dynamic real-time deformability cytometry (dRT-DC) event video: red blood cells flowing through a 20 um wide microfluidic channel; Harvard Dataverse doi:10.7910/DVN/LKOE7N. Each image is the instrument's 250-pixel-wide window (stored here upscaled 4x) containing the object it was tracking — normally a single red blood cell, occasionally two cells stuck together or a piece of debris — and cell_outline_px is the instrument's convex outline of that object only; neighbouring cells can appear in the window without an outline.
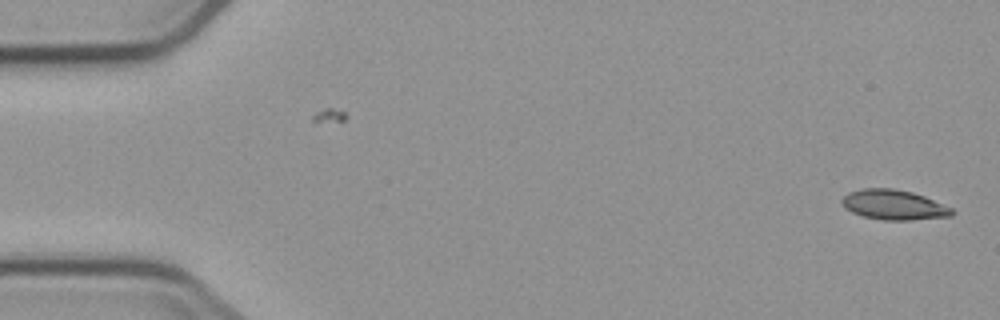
{"species": "common noctule bat (a hibernating species)", "species_latin": "Nyctalus noctula", "temperature_condition": "cold", "stored_images_in_passage": 2, "camera_frame_rate_fps": 3000, "um_per_image_px": 0.085, "animal": {"sex": "male", "body_mass_g": 23.1, "forearm_length_mm": 52.7}, "frame": {"image": 1, "passage_image": 2, "time_ms": 1.0, "image_size_px": [1000, 320], "cell_outline_px": [[956, 212], [952, 216], [912, 220], [884, 220], [864, 216], [852, 212], [844, 208], [840, 200], [848, 192], [864, 188], [892, 188], [912, 192], [924, 196], [952, 208]], "centroid_in_image_um": [75.97, 17.41], "position_along_channel_um": 9.0, "area_um2": 19.25}}